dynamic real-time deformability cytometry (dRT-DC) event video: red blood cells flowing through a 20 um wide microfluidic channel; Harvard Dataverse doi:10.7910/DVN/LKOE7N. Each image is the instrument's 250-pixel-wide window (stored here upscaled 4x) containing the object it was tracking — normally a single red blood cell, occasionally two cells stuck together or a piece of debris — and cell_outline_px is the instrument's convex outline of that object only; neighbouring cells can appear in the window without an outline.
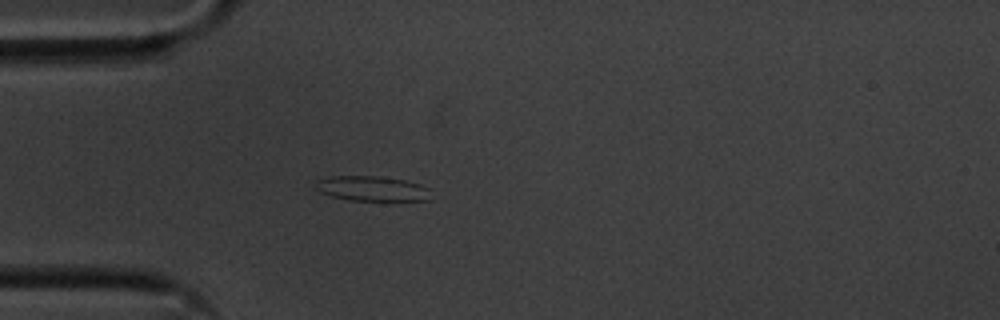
{"species": "common noctule bat (a hibernating species)", "species_latin": "Nyctalus noctula", "temperature_condition": "cold", "stored_images_in_passage": 13, "camera_frame_rate_fps": 3000, "um_per_image_px": 0.085, "animal": {"sex": "male", "body_mass_g": 20.1, "forearm_length_mm": 53.5}, "frame": {"image": 1, "passage_image": 1, "time_ms": 0.0, "image_size_px": [1000, 320], "cell_outline_px": [[432, 188], [428, 200], [348, 200], [332, 196], [320, 192], [316, 188], [316, 180], [332, 176], [380, 176], [404, 180], [420, 184]], "centroid_in_image_um": [31.65, 16.02], "position_along_channel_um": 53.4, "area_um2": 16.76}}
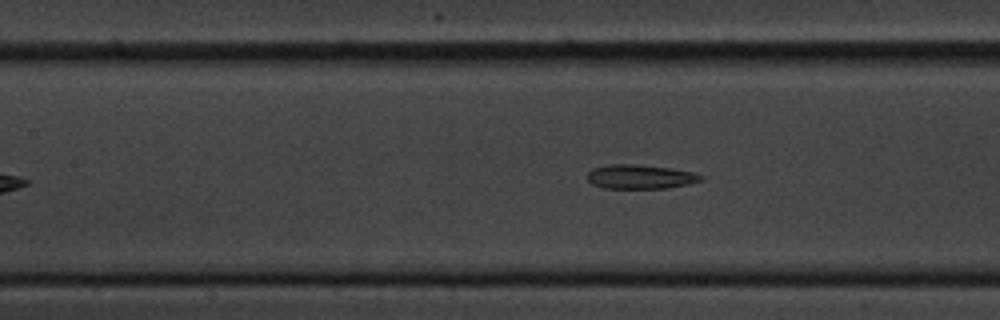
{"frame": {"image": 2, "passage_image": 10, "time_ms": 3.0, "image_size_px": [1000, 320], "cell_outline_px": [[704, 180], [688, 184], [668, 188], [604, 188], [592, 184], [588, 180], [588, 172], [592, 168], [612, 164], [632, 164], [668, 168], [692, 172], [704, 176]], "centroid_in_image_um": [54.42, 15.03], "position_along_channel_um": 153.0, "area_um2": 15.9}}
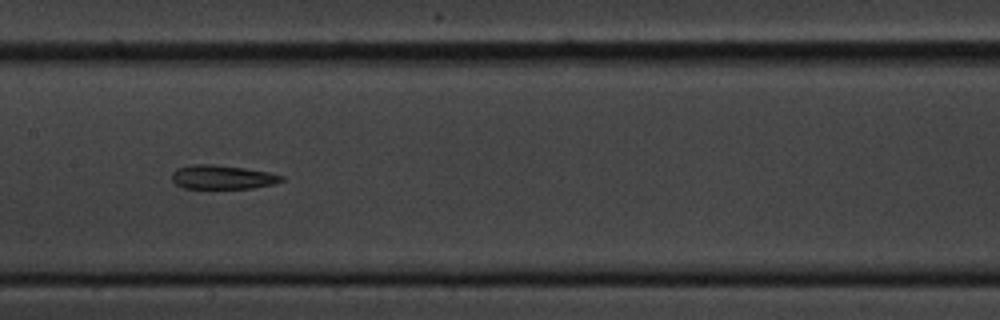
{"frame": {"image": 3, "passage_image": 13, "time_ms": 4.0, "image_size_px": [1000, 320], "cell_outline_px": [[284, 180], [272, 184], [252, 188], [184, 188], [176, 184], [172, 180], [172, 172], [176, 168], [192, 164], [212, 164], [244, 168], [268, 172], [284, 176]], "centroid_in_image_um": [18.87, 15.05], "position_along_channel_um": 188.5, "area_um2": 15.26}}